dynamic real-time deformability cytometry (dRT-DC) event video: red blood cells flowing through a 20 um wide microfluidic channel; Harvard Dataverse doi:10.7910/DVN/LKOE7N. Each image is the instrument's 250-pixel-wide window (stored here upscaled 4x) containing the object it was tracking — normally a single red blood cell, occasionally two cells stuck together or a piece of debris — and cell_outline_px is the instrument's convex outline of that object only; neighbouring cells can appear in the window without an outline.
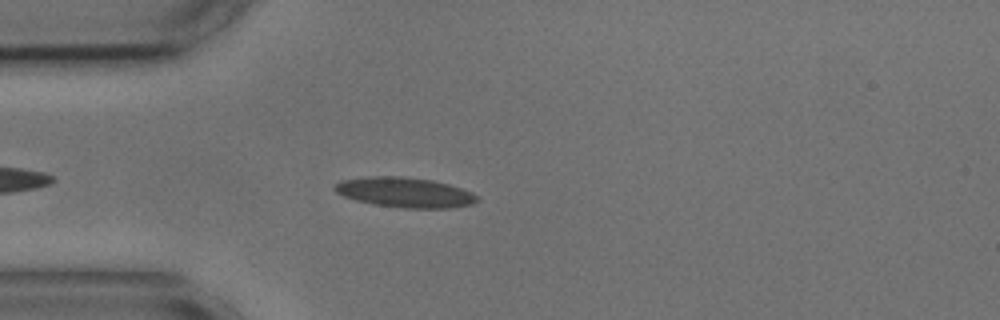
{"species": "common noctule bat (a hibernating species)", "species_latin": "Nyctalus noctula", "temperature_condition": "cold", "stored_images_in_passage": 29, "camera_frame_rate_fps": 3000, "um_per_image_px": 0.085, "animal": {"sex": "male", "body_mass_g": 17.9, "forearm_length_mm": 54.2}, "frame": {"image": 1, "passage_image": 5, "time_ms": 1.333, "image_size_px": [1000, 320], "cell_outline_px": [[480, 200], [472, 204], [448, 208], [404, 208], [376, 204], [356, 200], [344, 196], [336, 192], [332, 188], [340, 180], [368, 176], [400, 176], [432, 180], [448, 184], [472, 192]], "centroid_in_image_um": [34.4, 16.34], "position_along_channel_um": 50.6, "area_um2": 24.8}}